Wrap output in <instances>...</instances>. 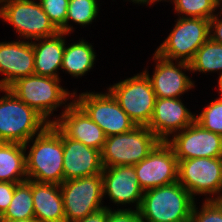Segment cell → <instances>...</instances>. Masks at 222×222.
<instances>
[{
  "instance_id": "6da1fadb",
  "label": "cell",
  "mask_w": 222,
  "mask_h": 222,
  "mask_svg": "<svg viewBox=\"0 0 222 222\" xmlns=\"http://www.w3.org/2000/svg\"><path fill=\"white\" fill-rule=\"evenodd\" d=\"M34 138L25 155L27 179L60 185L64 182L61 131L52 123Z\"/></svg>"
},
{
  "instance_id": "7a4b0ae2",
  "label": "cell",
  "mask_w": 222,
  "mask_h": 222,
  "mask_svg": "<svg viewBox=\"0 0 222 222\" xmlns=\"http://www.w3.org/2000/svg\"><path fill=\"white\" fill-rule=\"evenodd\" d=\"M194 199L177 181L145 190L138 211L143 222H190Z\"/></svg>"
},
{
  "instance_id": "3957f363",
  "label": "cell",
  "mask_w": 222,
  "mask_h": 222,
  "mask_svg": "<svg viewBox=\"0 0 222 222\" xmlns=\"http://www.w3.org/2000/svg\"><path fill=\"white\" fill-rule=\"evenodd\" d=\"M1 91L5 95L0 98V142L20 143L27 148L34 136L42 133L50 123L8 88H1Z\"/></svg>"
},
{
  "instance_id": "277c9868",
  "label": "cell",
  "mask_w": 222,
  "mask_h": 222,
  "mask_svg": "<svg viewBox=\"0 0 222 222\" xmlns=\"http://www.w3.org/2000/svg\"><path fill=\"white\" fill-rule=\"evenodd\" d=\"M161 141L147 126L106 137L101 150L103 167L134 166L146 158Z\"/></svg>"
},
{
  "instance_id": "5b68a950",
  "label": "cell",
  "mask_w": 222,
  "mask_h": 222,
  "mask_svg": "<svg viewBox=\"0 0 222 222\" xmlns=\"http://www.w3.org/2000/svg\"><path fill=\"white\" fill-rule=\"evenodd\" d=\"M59 82L60 78L34 74L18 79L8 89L52 124L48 117L70 97H76L75 91L70 94Z\"/></svg>"
},
{
  "instance_id": "8992f818",
  "label": "cell",
  "mask_w": 222,
  "mask_h": 222,
  "mask_svg": "<svg viewBox=\"0 0 222 222\" xmlns=\"http://www.w3.org/2000/svg\"><path fill=\"white\" fill-rule=\"evenodd\" d=\"M209 32V19L180 17L155 53L166 60L190 63L196 51L210 38Z\"/></svg>"
},
{
  "instance_id": "52a82bcc",
  "label": "cell",
  "mask_w": 222,
  "mask_h": 222,
  "mask_svg": "<svg viewBox=\"0 0 222 222\" xmlns=\"http://www.w3.org/2000/svg\"><path fill=\"white\" fill-rule=\"evenodd\" d=\"M108 91L137 126L149 124L156 96L151 81L144 72L112 85Z\"/></svg>"
},
{
  "instance_id": "ba28073f",
  "label": "cell",
  "mask_w": 222,
  "mask_h": 222,
  "mask_svg": "<svg viewBox=\"0 0 222 222\" xmlns=\"http://www.w3.org/2000/svg\"><path fill=\"white\" fill-rule=\"evenodd\" d=\"M66 222H76L103 209L102 174L66 180L60 185Z\"/></svg>"
},
{
  "instance_id": "9c48e42d",
  "label": "cell",
  "mask_w": 222,
  "mask_h": 222,
  "mask_svg": "<svg viewBox=\"0 0 222 222\" xmlns=\"http://www.w3.org/2000/svg\"><path fill=\"white\" fill-rule=\"evenodd\" d=\"M0 18L12 25L16 32L28 41L59 32L41 4L34 0H6L0 6Z\"/></svg>"
},
{
  "instance_id": "30bf717a",
  "label": "cell",
  "mask_w": 222,
  "mask_h": 222,
  "mask_svg": "<svg viewBox=\"0 0 222 222\" xmlns=\"http://www.w3.org/2000/svg\"><path fill=\"white\" fill-rule=\"evenodd\" d=\"M178 182L193 198L196 194H217L205 200H222V157L178 160Z\"/></svg>"
},
{
  "instance_id": "8fae6325",
  "label": "cell",
  "mask_w": 222,
  "mask_h": 222,
  "mask_svg": "<svg viewBox=\"0 0 222 222\" xmlns=\"http://www.w3.org/2000/svg\"><path fill=\"white\" fill-rule=\"evenodd\" d=\"M73 100L107 137L131 131L137 126L109 91L104 94L85 92Z\"/></svg>"
},
{
  "instance_id": "7c38bea8",
  "label": "cell",
  "mask_w": 222,
  "mask_h": 222,
  "mask_svg": "<svg viewBox=\"0 0 222 222\" xmlns=\"http://www.w3.org/2000/svg\"><path fill=\"white\" fill-rule=\"evenodd\" d=\"M134 168L143 191L178 181V159L173 148L165 141H161Z\"/></svg>"
},
{
  "instance_id": "4fadbf2b",
  "label": "cell",
  "mask_w": 222,
  "mask_h": 222,
  "mask_svg": "<svg viewBox=\"0 0 222 222\" xmlns=\"http://www.w3.org/2000/svg\"><path fill=\"white\" fill-rule=\"evenodd\" d=\"M166 142L178 160L222 157V136L204 129L196 121Z\"/></svg>"
},
{
  "instance_id": "5bb4252c",
  "label": "cell",
  "mask_w": 222,
  "mask_h": 222,
  "mask_svg": "<svg viewBox=\"0 0 222 222\" xmlns=\"http://www.w3.org/2000/svg\"><path fill=\"white\" fill-rule=\"evenodd\" d=\"M72 101L65 105L62 115L57 119L55 117L52 123L66 137L101 151L107 136L86 112L74 100Z\"/></svg>"
},
{
  "instance_id": "9a60e30c",
  "label": "cell",
  "mask_w": 222,
  "mask_h": 222,
  "mask_svg": "<svg viewBox=\"0 0 222 222\" xmlns=\"http://www.w3.org/2000/svg\"><path fill=\"white\" fill-rule=\"evenodd\" d=\"M153 59L157 62L151 78L147 70L143 72L149 77L156 98H180V95L194 87L191 78L182 71L191 70L190 63L176 61L175 65L173 61L166 60L156 53Z\"/></svg>"
},
{
  "instance_id": "2e32d148",
  "label": "cell",
  "mask_w": 222,
  "mask_h": 222,
  "mask_svg": "<svg viewBox=\"0 0 222 222\" xmlns=\"http://www.w3.org/2000/svg\"><path fill=\"white\" fill-rule=\"evenodd\" d=\"M195 121L193 115L179 98H156L152 118L147 127L160 141H168Z\"/></svg>"
},
{
  "instance_id": "e0dca14e",
  "label": "cell",
  "mask_w": 222,
  "mask_h": 222,
  "mask_svg": "<svg viewBox=\"0 0 222 222\" xmlns=\"http://www.w3.org/2000/svg\"><path fill=\"white\" fill-rule=\"evenodd\" d=\"M101 174L103 196L108 195L115 204L135 203L136 210H139L144 191L139 185L134 166L104 167Z\"/></svg>"
},
{
  "instance_id": "ac0fdd59",
  "label": "cell",
  "mask_w": 222,
  "mask_h": 222,
  "mask_svg": "<svg viewBox=\"0 0 222 222\" xmlns=\"http://www.w3.org/2000/svg\"><path fill=\"white\" fill-rule=\"evenodd\" d=\"M61 139L63 141L64 181L102 173L104 167L100 150L68 138L62 132Z\"/></svg>"
},
{
  "instance_id": "d6986e66",
  "label": "cell",
  "mask_w": 222,
  "mask_h": 222,
  "mask_svg": "<svg viewBox=\"0 0 222 222\" xmlns=\"http://www.w3.org/2000/svg\"><path fill=\"white\" fill-rule=\"evenodd\" d=\"M0 88H8L20 78L34 75L32 41L0 42Z\"/></svg>"
},
{
  "instance_id": "ffe728a7",
  "label": "cell",
  "mask_w": 222,
  "mask_h": 222,
  "mask_svg": "<svg viewBox=\"0 0 222 222\" xmlns=\"http://www.w3.org/2000/svg\"><path fill=\"white\" fill-rule=\"evenodd\" d=\"M66 33L59 31L55 35L35 39L39 43L32 42L34 50V74L59 78L58 69H61L63 52L65 49ZM42 40V41H41Z\"/></svg>"
},
{
  "instance_id": "44dd1931",
  "label": "cell",
  "mask_w": 222,
  "mask_h": 222,
  "mask_svg": "<svg viewBox=\"0 0 222 222\" xmlns=\"http://www.w3.org/2000/svg\"><path fill=\"white\" fill-rule=\"evenodd\" d=\"M34 215L37 222H66L60 186L31 180Z\"/></svg>"
},
{
  "instance_id": "7402d4cb",
  "label": "cell",
  "mask_w": 222,
  "mask_h": 222,
  "mask_svg": "<svg viewBox=\"0 0 222 222\" xmlns=\"http://www.w3.org/2000/svg\"><path fill=\"white\" fill-rule=\"evenodd\" d=\"M25 152L24 144L0 142V182L27 180Z\"/></svg>"
},
{
  "instance_id": "603a6c76",
  "label": "cell",
  "mask_w": 222,
  "mask_h": 222,
  "mask_svg": "<svg viewBox=\"0 0 222 222\" xmlns=\"http://www.w3.org/2000/svg\"><path fill=\"white\" fill-rule=\"evenodd\" d=\"M95 58L92 45L82 39L65 47L61 70H65L73 77L83 76L93 67Z\"/></svg>"
},
{
  "instance_id": "cb8c5ba5",
  "label": "cell",
  "mask_w": 222,
  "mask_h": 222,
  "mask_svg": "<svg viewBox=\"0 0 222 222\" xmlns=\"http://www.w3.org/2000/svg\"><path fill=\"white\" fill-rule=\"evenodd\" d=\"M35 218L31 180L18 183L15 186L12 201L1 216V220H20Z\"/></svg>"
},
{
  "instance_id": "d4e9b609",
  "label": "cell",
  "mask_w": 222,
  "mask_h": 222,
  "mask_svg": "<svg viewBox=\"0 0 222 222\" xmlns=\"http://www.w3.org/2000/svg\"><path fill=\"white\" fill-rule=\"evenodd\" d=\"M193 72L220 71L222 75V44L212 41L210 38L196 51L190 62Z\"/></svg>"
},
{
  "instance_id": "484cf974",
  "label": "cell",
  "mask_w": 222,
  "mask_h": 222,
  "mask_svg": "<svg viewBox=\"0 0 222 222\" xmlns=\"http://www.w3.org/2000/svg\"><path fill=\"white\" fill-rule=\"evenodd\" d=\"M97 5V0H69L65 33L69 34L73 30V27L69 25V20L82 26L91 24L98 15Z\"/></svg>"
},
{
  "instance_id": "4316f807",
  "label": "cell",
  "mask_w": 222,
  "mask_h": 222,
  "mask_svg": "<svg viewBox=\"0 0 222 222\" xmlns=\"http://www.w3.org/2000/svg\"><path fill=\"white\" fill-rule=\"evenodd\" d=\"M175 12L181 17L211 19L218 7L222 8V0H172Z\"/></svg>"
},
{
  "instance_id": "83f0119b",
  "label": "cell",
  "mask_w": 222,
  "mask_h": 222,
  "mask_svg": "<svg viewBox=\"0 0 222 222\" xmlns=\"http://www.w3.org/2000/svg\"><path fill=\"white\" fill-rule=\"evenodd\" d=\"M195 116V121L204 129L222 136V99H215Z\"/></svg>"
},
{
  "instance_id": "f1b7e54d",
  "label": "cell",
  "mask_w": 222,
  "mask_h": 222,
  "mask_svg": "<svg viewBox=\"0 0 222 222\" xmlns=\"http://www.w3.org/2000/svg\"><path fill=\"white\" fill-rule=\"evenodd\" d=\"M39 3L53 25L59 31L65 33V20L67 17L69 0H39Z\"/></svg>"
},
{
  "instance_id": "f546056e",
  "label": "cell",
  "mask_w": 222,
  "mask_h": 222,
  "mask_svg": "<svg viewBox=\"0 0 222 222\" xmlns=\"http://www.w3.org/2000/svg\"><path fill=\"white\" fill-rule=\"evenodd\" d=\"M197 209L194 204L190 222H222V200H205L200 211Z\"/></svg>"
},
{
  "instance_id": "4dcf8cb0",
  "label": "cell",
  "mask_w": 222,
  "mask_h": 222,
  "mask_svg": "<svg viewBox=\"0 0 222 222\" xmlns=\"http://www.w3.org/2000/svg\"><path fill=\"white\" fill-rule=\"evenodd\" d=\"M106 222H143L137 210L117 209L108 212Z\"/></svg>"
},
{
  "instance_id": "1f68e13d",
  "label": "cell",
  "mask_w": 222,
  "mask_h": 222,
  "mask_svg": "<svg viewBox=\"0 0 222 222\" xmlns=\"http://www.w3.org/2000/svg\"><path fill=\"white\" fill-rule=\"evenodd\" d=\"M18 183L12 182H0V215L2 216L9 207L13 195L15 186Z\"/></svg>"
},
{
  "instance_id": "d6a6232c",
  "label": "cell",
  "mask_w": 222,
  "mask_h": 222,
  "mask_svg": "<svg viewBox=\"0 0 222 222\" xmlns=\"http://www.w3.org/2000/svg\"><path fill=\"white\" fill-rule=\"evenodd\" d=\"M222 11V8H220ZM222 12H219V14L214 15L209 20V37L212 41L222 44V19H219ZM218 15H220L218 17ZM214 31V32H213ZM212 33V34H211Z\"/></svg>"
},
{
  "instance_id": "836d02e7",
  "label": "cell",
  "mask_w": 222,
  "mask_h": 222,
  "mask_svg": "<svg viewBox=\"0 0 222 222\" xmlns=\"http://www.w3.org/2000/svg\"><path fill=\"white\" fill-rule=\"evenodd\" d=\"M109 211V207H104L103 209L94 212L76 222H106V218Z\"/></svg>"
},
{
  "instance_id": "e575fe53",
  "label": "cell",
  "mask_w": 222,
  "mask_h": 222,
  "mask_svg": "<svg viewBox=\"0 0 222 222\" xmlns=\"http://www.w3.org/2000/svg\"><path fill=\"white\" fill-rule=\"evenodd\" d=\"M0 222H37L35 218L20 219V220H1Z\"/></svg>"
},
{
  "instance_id": "d590c367",
  "label": "cell",
  "mask_w": 222,
  "mask_h": 222,
  "mask_svg": "<svg viewBox=\"0 0 222 222\" xmlns=\"http://www.w3.org/2000/svg\"><path fill=\"white\" fill-rule=\"evenodd\" d=\"M218 90H219V94H221L220 95V97H219V99H222V75H220L219 76V79H218Z\"/></svg>"
},
{
  "instance_id": "8d00e7d4",
  "label": "cell",
  "mask_w": 222,
  "mask_h": 222,
  "mask_svg": "<svg viewBox=\"0 0 222 222\" xmlns=\"http://www.w3.org/2000/svg\"><path fill=\"white\" fill-rule=\"evenodd\" d=\"M132 2H134L135 4H151L152 5V0H131Z\"/></svg>"
},
{
  "instance_id": "74e56055",
  "label": "cell",
  "mask_w": 222,
  "mask_h": 222,
  "mask_svg": "<svg viewBox=\"0 0 222 222\" xmlns=\"http://www.w3.org/2000/svg\"><path fill=\"white\" fill-rule=\"evenodd\" d=\"M159 1H167V0H152V3L154 4L155 2H159ZM170 0H168L169 2Z\"/></svg>"
},
{
  "instance_id": "f35d334b",
  "label": "cell",
  "mask_w": 222,
  "mask_h": 222,
  "mask_svg": "<svg viewBox=\"0 0 222 222\" xmlns=\"http://www.w3.org/2000/svg\"><path fill=\"white\" fill-rule=\"evenodd\" d=\"M6 0H0V5L2 6Z\"/></svg>"
}]
</instances>
